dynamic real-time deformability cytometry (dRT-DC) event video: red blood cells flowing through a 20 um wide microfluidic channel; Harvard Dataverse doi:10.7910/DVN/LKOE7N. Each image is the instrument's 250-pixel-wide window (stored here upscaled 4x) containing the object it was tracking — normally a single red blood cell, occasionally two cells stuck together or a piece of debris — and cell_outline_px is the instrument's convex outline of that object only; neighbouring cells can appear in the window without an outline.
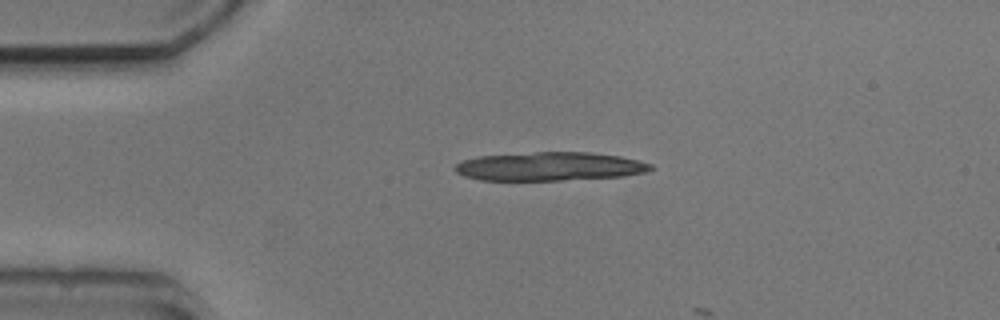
{"species": "common noctule bat (a hibernating species)", "species_latin": "Nyctalus noctula", "temperature_condition": "cold", "stored_images_in_passage": 2, "camera_frame_rate_fps": 3000, "um_per_image_px": 0.085, "animal": {"sex": "male", "body_mass_g": 20.5, "forearm_length_mm": 52.5}, "frame": {"image": 1, "passage_image": 1, "time_ms": 0.0, "image_size_px": [1000, 320], "cell_outline_px": [[656, 168], [648, 172], [624, 176], [560, 180], [480, 180], [464, 176], [456, 172], [452, 168], [460, 160], [480, 156], [536, 152], [592, 152], [620, 156], [640, 160], [652, 164]], "centroid_in_image_um": [46.75, 14.14], "position_along_channel_um": 38.2, "area_um2": 32.95}}